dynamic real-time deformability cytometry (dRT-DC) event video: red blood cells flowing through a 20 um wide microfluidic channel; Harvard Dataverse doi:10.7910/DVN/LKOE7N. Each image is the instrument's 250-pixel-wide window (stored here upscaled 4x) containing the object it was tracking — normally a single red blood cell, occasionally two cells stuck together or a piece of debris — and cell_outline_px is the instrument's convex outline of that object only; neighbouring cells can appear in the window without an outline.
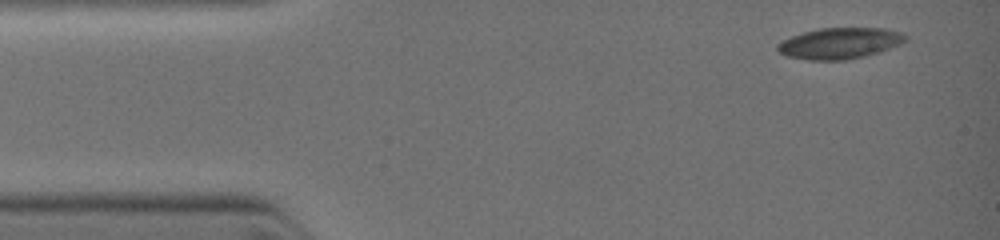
{"species": "common noctule bat (a hibernating species)", "species_latin": "Nyctalus noctula", "temperature_condition": "warm", "stored_images_in_passage": 11, "camera_frame_rate_fps": 3000, "um_per_image_px": 0.085, "animal": {"sex": "female", "body_mass_g": 19.0, "forearm_length_mm": 51.5}, "frame": {"image": 1, "passage_image": 1, "time_ms": 0.0, "image_size_px": [1000, 240], "cell_outline_px": [[904, 40], [888, 48], [864, 56], [844, 60], [804, 60], [788, 56], [780, 52], [776, 48], [776, 44], [792, 36], [804, 32], [820, 28], [884, 28], [900, 32], [904, 36]], "centroid_in_image_um": [71.29, 3.68], "position_along_channel_um": 13.7, "area_um2": 22.66}}
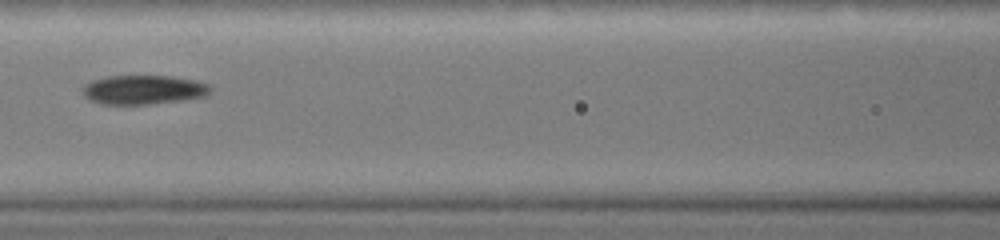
{"frame": {"image": 2, "passage_image": 6, "time_ms": 4.333, "image_size_px": [1000, 240], "cell_outline_px": [[212, 88], [208, 96], [180, 100], [148, 104], [104, 104], [92, 100], [84, 96], [84, 88], [92, 80], [108, 76], [172, 76], [196, 80], [208, 84]], "centroid_in_image_um": [12.26, 7.62], "position_along_channel_um": 154.3, "area_um2": 21.5}}
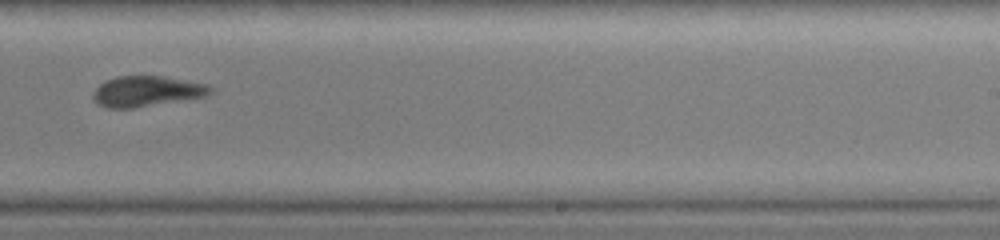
{"frame": {"image": 3, "passage_image": 10, "time_ms": 6.667, "image_size_px": [1000, 240], "cell_outline_px": [[212, 92], [208, 96], [132, 108], [108, 108], [100, 104], [92, 96], [92, 92], [104, 80], [116, 76], [164, 76], [208, 84], [212, 88]], "centroid_in_image_um": [12.49, 7.74], "position_along_channel_um": 276.5, "area_um2": 20.87}}